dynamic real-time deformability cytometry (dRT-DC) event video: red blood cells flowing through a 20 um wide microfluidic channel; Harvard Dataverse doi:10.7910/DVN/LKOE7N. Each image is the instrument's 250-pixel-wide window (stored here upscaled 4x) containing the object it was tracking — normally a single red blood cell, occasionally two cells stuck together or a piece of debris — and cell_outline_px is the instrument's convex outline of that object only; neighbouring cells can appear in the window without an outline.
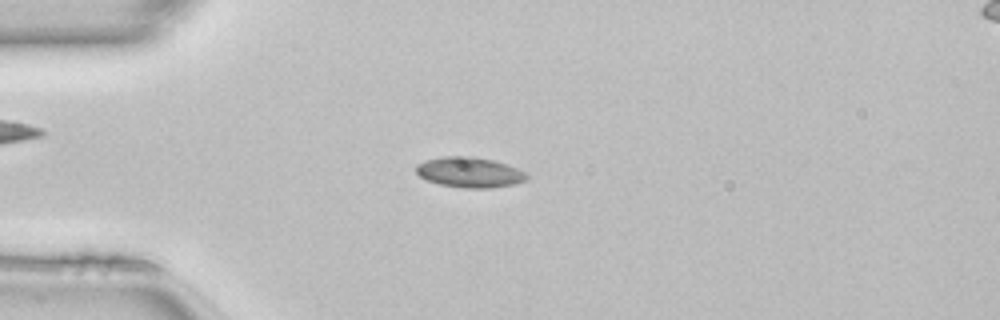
{"species": "common noctule bat (a hibernating species)", "species_latin": "Nyctalus noctula", "temperature_condition": "room temperature", "stored_images_in_passage": 42, "camera_frame_rate_fps": 3000, "um_per_image_px": 0.085, "animal": {"sex": "female", "body_mass_g": 22.7, "forearm_length_mm": 54.2}, "frame": {"image": 1, "passage_image": 5, "time_ms": 1.333, "image_size_px": [1000, 320], "cell_outline_px": [[528, 176], [524, 180], [512, 184], [488, 188], [464, 188], [440, 184], [428, 180], [420, 176], [416, 172], [416, 164], [424, 160], [444, 156], [468, 156], [492, 160], [516, 168], [524, 172]], "centroid_in_image_um": [39.85, 14.64], "position_along_channel_um": 45.2, "area_um2": 19.19}}
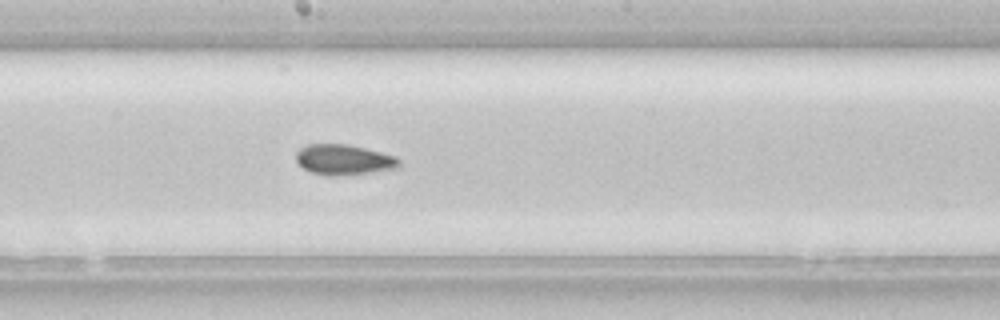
{"frame": {"image": 2, "passage_image": 19, "time_ms": 6.0, "image_size_px": [1000, 320], "cell_outline_px": [[400, 164], [396, 168], [368, 172], [336, 176], [328, 176], [312, 172], [304, 168], [296, 160], [296, 152], [300, 148], [308, 144], [344, 144], [364, 148], [396, 156], [400, 160]], "centroid_in_image_um": [29.2, 13.57], "position_along_channel_um": 219.0, "area_um2": 17.98}}
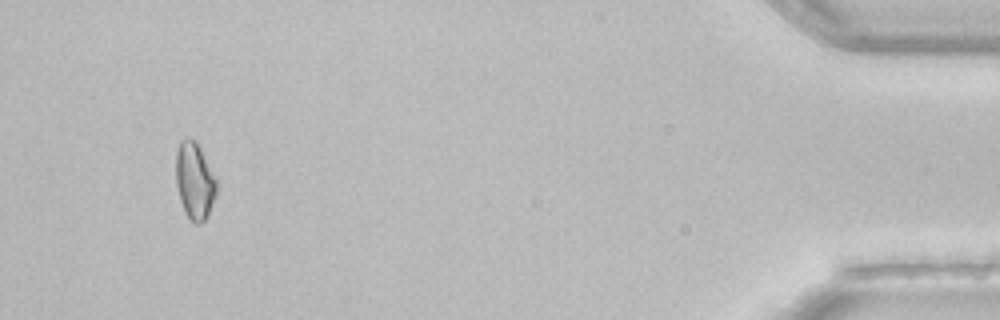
{"frame": {"image": 3, "passage_image": 39, "time_ms": 12.667, "image_size_px": [1000, 320], "cell_outline_px": [[216, 196], [208, 216], [200, 224], [192, 224], [184, 212], [180, 200], [176, 184], [176, 152], [180, 140], [188, 136], [196, 140], [216, 176]], "centroid_in_image_um": [16.54, 15.37], "position_along_channel_um": 418.7, "area_um2": 18.67}, "authors_computed_cell_mechanics": {"area_um2": 17.9469, "velocity_mm_per_s": 4.1361, "shape_relaxation_time_tau1_ms": null, "shape_relaxation_time_tau2_ms": 7.2422, "deformation_change_tau1": null, "deformation_change_tau2": 0.12}}